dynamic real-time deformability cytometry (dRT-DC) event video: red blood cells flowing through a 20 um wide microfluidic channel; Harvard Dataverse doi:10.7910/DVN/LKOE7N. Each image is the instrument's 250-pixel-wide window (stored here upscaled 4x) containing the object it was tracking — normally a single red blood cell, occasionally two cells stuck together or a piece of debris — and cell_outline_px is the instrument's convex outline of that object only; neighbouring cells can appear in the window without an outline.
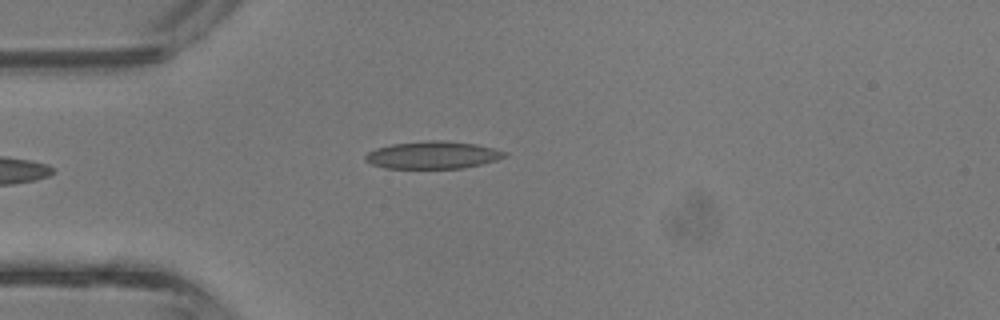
{"species": "common noctule bat (a hibernating species)", "species_latin": "Nyctalus noctula", "temperature_condition": "room temperature", "stored_images_in_passage": 4, "camera_frame_rate_fps": 3000, "um_per_image_px": 0.085, "animal": {"sex": "male", "body_mass_g": 13.3}, "frame": {"image": 1, "passage_image": 4, "time_ms": 1.0, "image_size_px": [1000, 320], "cell_outline_px": [[508, 156], [496, 160], [464, 168], [384, 168], [372, 164], [364, 160], [364, 156], [368, 152], [376, 148], [392, 144], [428, 140], [444, 140], [476, 144], [508, 152]], "centroid_in_image_um": [36.78, 13.17], "position_along_channel_um": 48.2, "area_um2": 22.31}}